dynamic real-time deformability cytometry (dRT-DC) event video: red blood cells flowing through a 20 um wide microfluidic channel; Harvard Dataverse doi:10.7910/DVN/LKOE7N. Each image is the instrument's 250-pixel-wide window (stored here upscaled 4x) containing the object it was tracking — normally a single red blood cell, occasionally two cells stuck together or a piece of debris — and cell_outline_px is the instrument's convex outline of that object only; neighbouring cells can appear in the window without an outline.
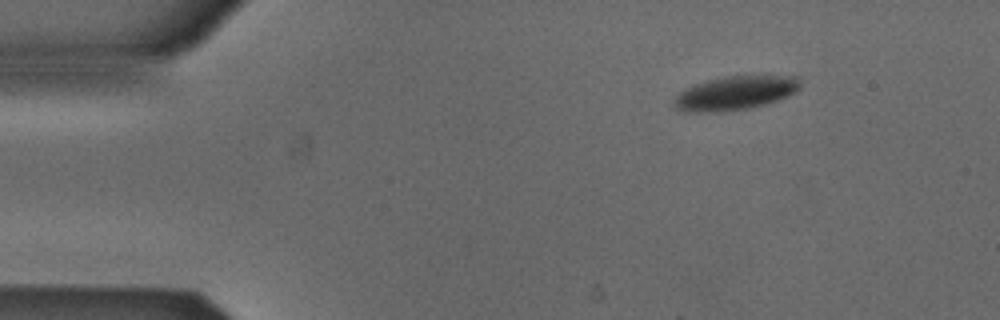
{"species": "Egyptian fruit bat (a non-hibernating species)", "species_latin": "Rousettus aegyptiacus", "temperature_condition": "cold", "stored_images_in_passage": 3, "camera_frame_rate_fps": 3000, "um_per_image_px": 0.085, "animal": {"sex": "male"}, "frame": {"image": 1, "passage_image": 1, "time_ms": 0.0, "image_size_px": [1000, 320], "cell_outline_px": [[800, 88], [796, 92], [788, 96], [764, 104], [748, 108], [716, 112], [684, 112], [676, 108], [672, 104], [672, 100], [684, 88], [708, 80], [724, 76], [800, 76]], "centroid_in_image_um": [62.47, 7.91], "position_along_channel_um": 22.5, "area_um2": 24.91}}